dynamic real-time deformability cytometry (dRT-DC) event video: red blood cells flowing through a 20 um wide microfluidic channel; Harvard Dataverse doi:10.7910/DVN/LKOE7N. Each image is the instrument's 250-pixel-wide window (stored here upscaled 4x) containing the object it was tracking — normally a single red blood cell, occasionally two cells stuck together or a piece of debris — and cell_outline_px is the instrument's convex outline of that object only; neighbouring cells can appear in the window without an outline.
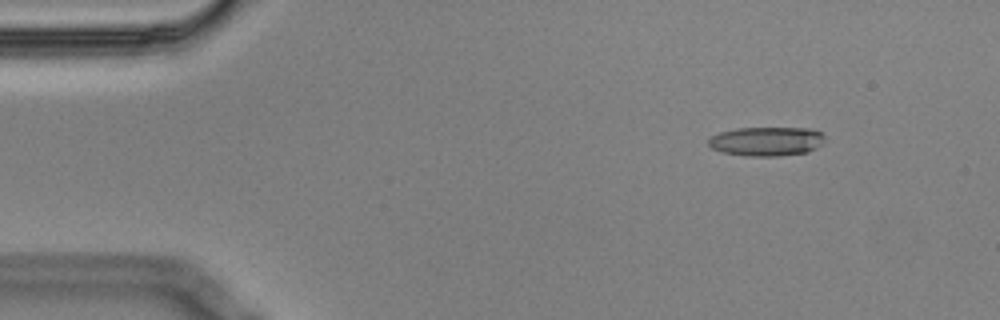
{"species": "Egyptian fruit bat (a non-hibernating species)", "species_latin": "Rousettus aegyptiacus", "temperature_condition": "cold", "stored_images_in_passage": 9, "camera_frame_rate_fps": 3000, "um_per_image_px": 0.085, "animal": {"sex": "male"}, "frame": {"image": 1, "passage_image": 2, "time_ms": 0.333, "image_size_px": [1000, 320], "cell_outline_px": [[824, 144], [808, 152], [780, 156], [748, 156], [724, 152], [712, 148], [708, 144], [708, 140], [712, 136], [720, 132], [736, 128], [808, 128], [820, 132], [824, 136]], "centroid_in_image_um": [65.18, 12.01], "position_along_channel_um": 19.8, "area_um2": 19.77}}
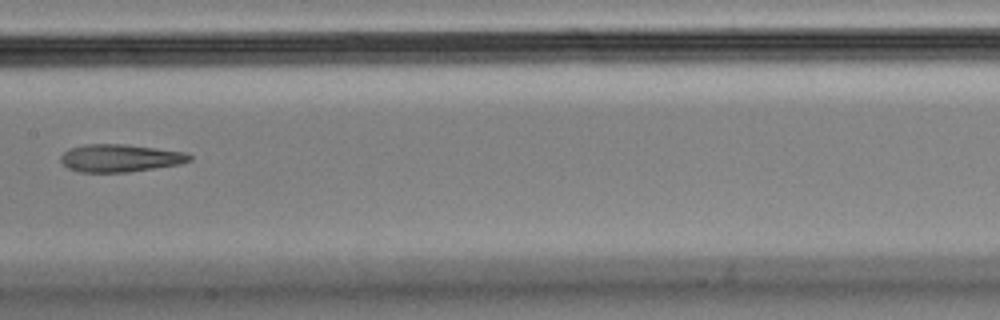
{"frame": {"image": 2, "passage_image": 8, "time_ms": 2.333, "image_size_px": [1000, 320], "cell_outline_px": [[192, 160], [180, 164], [128, 172], [80, 172], [68, 168], [60, 160], [60, 156], [64, 152], [72, 148], [84, 144], [124, 144], [156, 148], [184, 152], [192, 156]], "centroid_in_image_um": [10.21, 13.44], "position_along_channel_um": 197.2, "area_um2": 20.63}}
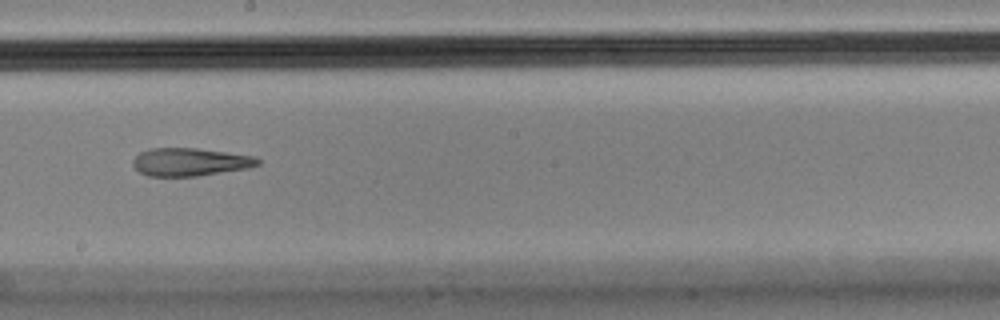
{"frame": {"image": 3, "passage_image": 9, "time_ms": 2.667, "image_size_px": [1000, 320], "cell_outline_px": [[260, 164], [248, 168], [196, 176], [148, 176], [140, 172], [132, 164], [132, 160], [140, 152], [148, 148], [196, 148], [256, 156], [260, 160]], "centroid_in_image_um": [16.15, 13.76], "position_along_channel_um": 232.0, "area_um2": 20.35}}